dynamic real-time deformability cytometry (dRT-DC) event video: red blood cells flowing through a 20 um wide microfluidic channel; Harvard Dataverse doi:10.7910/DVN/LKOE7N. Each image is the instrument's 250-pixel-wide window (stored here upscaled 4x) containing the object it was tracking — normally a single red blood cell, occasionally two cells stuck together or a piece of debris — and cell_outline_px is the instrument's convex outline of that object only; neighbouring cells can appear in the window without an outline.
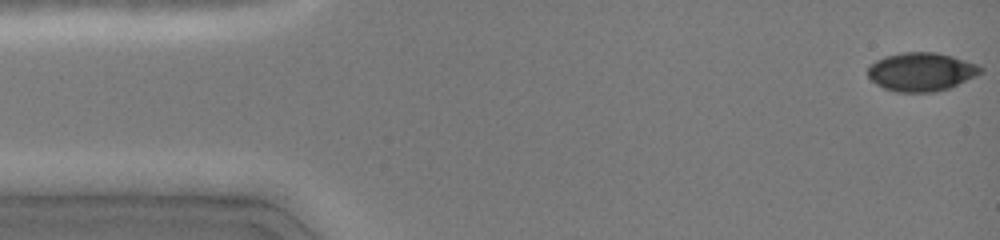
{"species": "common noctule bat (a hibernating species)", "species_latin": "Nyctalus noctula", "temperature_condition": "cold", "stored_images_in_passage": 70, "camera_frame_rate_fps": 3000, "um_per_image_px": 0.085, "animal": {"sex": "female", "body_mass_g": 19.0, "forearm_length_mm": 51.5}, "frame": {"image": 1, "passage_image": 1, "time_ms": 0.0, "image_size_px": [1000, 240], "cell_outline_px": [[984, 72], [976, 76], [948, 88], [936, 92], [896, 92], [884, 88], [876, 84], [868, 76], [868, 68], [876, 60], [884, 56], [904, 52], [936, 52], [952, 56], [976, 64], [984, 68]], "centroid_in_image_um": [78.32, 6.1], "position_along_channel_um": 6.7, "area_um2": 25.32}}
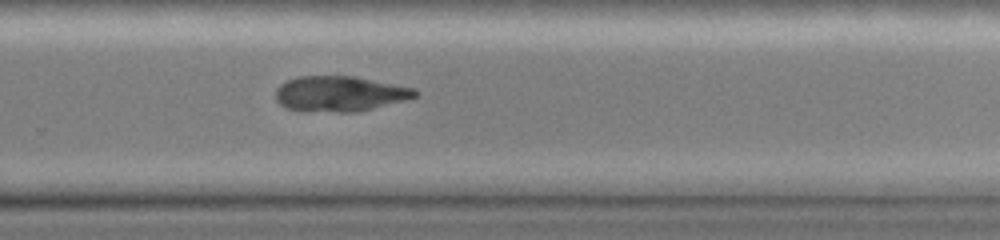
{"frame": {"image": 2, "passage_image": 46, "time_ms": 10.0, "image_size_px": [1000, 240], "cell_outline_px": [[420, 92], [416, 96], [404, 100], [356, 112], [304, 112], [284, 108], [276, 100], [276, 88], [280, 84], [296, 76], [356, 76], [416, 88]], "centroid_in_image_um": [28.85, 7.97], "position_along_channel_um": 301.0, "area_um2": 29.13}}
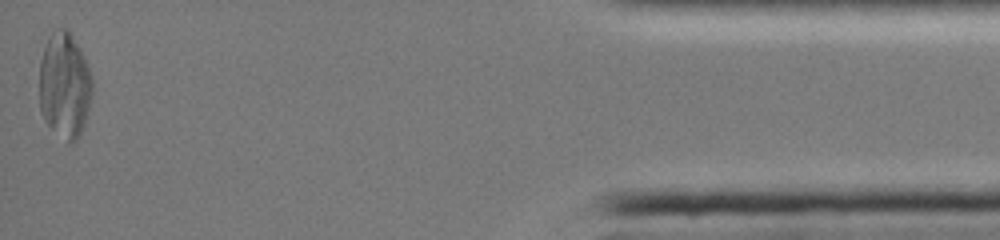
{"frame": {"image": 3, "passage_image": 69, "time_ms": 15.0, "image_size_px": [1000, 240], "cell_outline_px": [[92, 96], [80, 132], [76, 140], [68, 144], [44, 120], [40, 112], [40, 60], [48, 36], [56, 28], [68, 28], [80, 48], [88, 64], [92, 76]], "centroid_in_image_um": [5.49, 7.21], "position_along_channel_um": 429.7, "area_um2": 32.66}}